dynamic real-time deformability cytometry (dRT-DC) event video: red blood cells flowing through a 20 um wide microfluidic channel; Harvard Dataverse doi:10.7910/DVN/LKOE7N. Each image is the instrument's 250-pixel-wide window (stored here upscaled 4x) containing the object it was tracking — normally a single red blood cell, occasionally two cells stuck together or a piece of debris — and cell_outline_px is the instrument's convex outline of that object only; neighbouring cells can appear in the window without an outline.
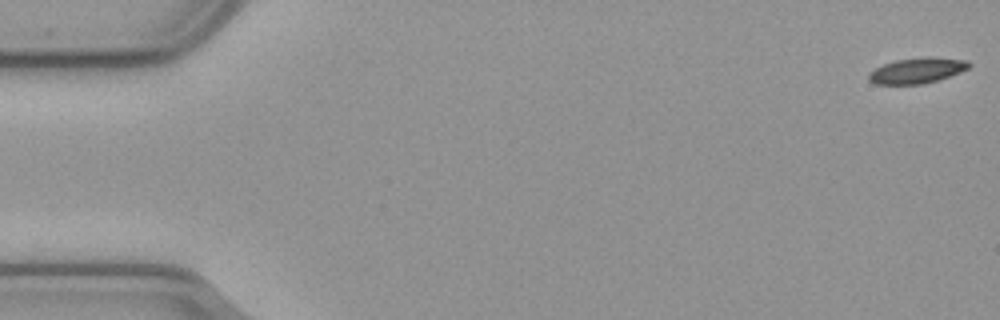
{"species": "common noctule bat (a hibernating species)", "species_latin": "Nyctalus noctula", "temperature_condition": "cold", "stored_images_in_passage": 13, "camera_frame_rate_fps": 3000, "um_per_image_px": 0.085, "animal": {"sex": "male", "body_mass_g": 23.1, "forearm_length_mm": 52.7}, "frame": {"image": 1, "passage_image": 1, "time_ms": 0.0, "image_size_px": [1000, 320], "cell_outline_px": [[972, 64], [968, 68], [960, 72], [936, 80], [920, 84], [876, 84], [868, 80], [868, 72], [884, 64], [896, 60], [924, 56], [928, 56], [968, 60]], "centroid_in_image_um": [77.94, 5.98], "position_along_channel_um": 7.1, "area_um2": 14.91}}